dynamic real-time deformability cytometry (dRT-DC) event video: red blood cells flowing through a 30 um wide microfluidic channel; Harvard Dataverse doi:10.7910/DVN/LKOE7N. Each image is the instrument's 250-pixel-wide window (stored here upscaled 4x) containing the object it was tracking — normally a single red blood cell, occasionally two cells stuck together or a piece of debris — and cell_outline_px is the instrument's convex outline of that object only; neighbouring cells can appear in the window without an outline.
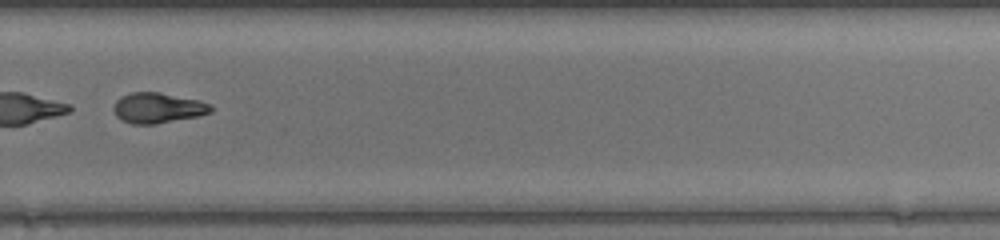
{"species": "common noctule bat (a hibernating species)", "species_latin": "Nyctalus noctula", "temperature_condition": "warm", "stored_images_in_passage": 47, "segment_of_instrument_passage": [2, 2], "camera_frame_rate_fps": 3000, "um_per_image_px": 0.085, "animal": {"sex": "female", "body_mass_g": 17.0, "forearm_length_mm": 48.0}, "frame": {"image": 1, "passage_image": 34, "time_ms": 11.0, "image_size_px": [1000, 240], "cell_outline_px": [[212, 112], [196, 116], [156, 124], [132, 124], [120, 120], [116, 116], [112, 108], [116, 100], [120, 96], [132, 92], [160, 92], [200, 100], [212, 104]], "centroid_in_image_um": [13.39, 9.16], "position_along_channel_um": 316.4, "area_um2": 17.4}}